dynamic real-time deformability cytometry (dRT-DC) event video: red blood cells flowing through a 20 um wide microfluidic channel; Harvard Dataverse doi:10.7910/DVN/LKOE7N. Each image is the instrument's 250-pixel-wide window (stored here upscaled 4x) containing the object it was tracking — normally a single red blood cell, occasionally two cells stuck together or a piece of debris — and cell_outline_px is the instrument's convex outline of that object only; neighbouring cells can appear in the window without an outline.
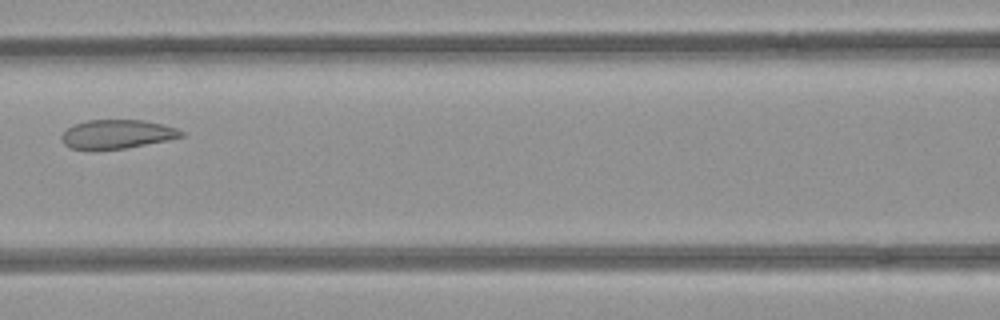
{"species": "common noctule bat (a hibernating species)", "species_latin": "Nyctalus noctula", "temperature_condition": "room temperature", "stored_images_in_passage": 4, "camera_frame_rate_fps": 3000, "um_per_image_px": 0.085, "animal": {"sex": "female", "body_mass_g": 21.9}, "frame": {"image": 1, "passage_image": 4, "time_ms": 1.0, "image_size_px": [1000, 320], "cell_outline_px": [[184, 136], [168, 140], [124, 148], [72, 148], [64, 144], [60, 140], [60, 136], [72, 124], [88, 120], [144, 120], [176, 128], [184, 132]], "centroid_in_image_um": [9.94, 11.38], "position_along_channel_um": 156.7, "area_um2": 19.77}}